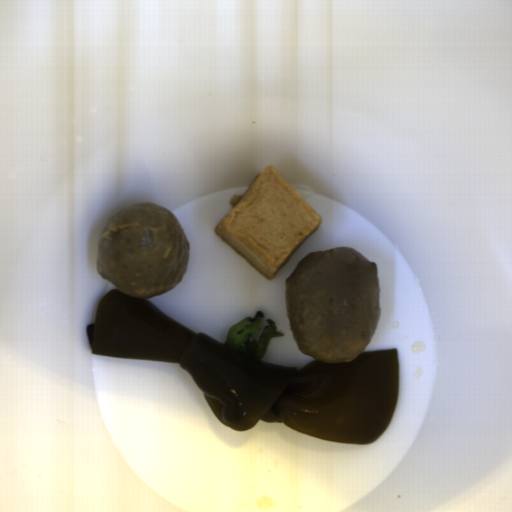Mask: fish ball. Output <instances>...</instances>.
Here are the masks:
<instances>
[{"instance_id": "fish-ball-1", "label": "fish ball", "mask_w": 512, "mask_h": 512, "mask_svg": "<svg viewBox=\"0 0 512 512\" xmlns=\"http://www.w3.org/2000/svg\"><path fill=\"white\" fill-rule=\"evenodd\" d=\"M230 203L233 209L216 223L215 235L271 280L322 222L321 214L273 165L264 167Z\"/></svg>"}]
</instances>
